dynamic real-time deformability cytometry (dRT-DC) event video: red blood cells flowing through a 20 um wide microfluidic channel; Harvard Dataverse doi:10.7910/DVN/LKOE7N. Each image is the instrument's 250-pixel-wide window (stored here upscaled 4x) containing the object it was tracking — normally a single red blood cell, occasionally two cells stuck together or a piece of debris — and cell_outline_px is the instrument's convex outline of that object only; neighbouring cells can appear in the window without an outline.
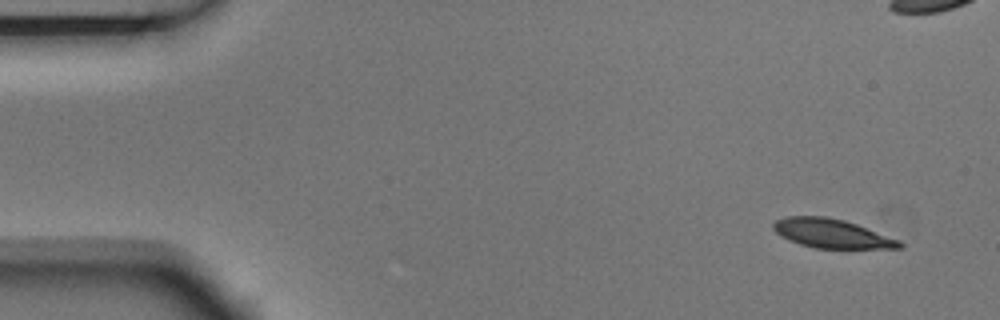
{"species": "Egyptian fruit bat (a non-hibernating species)", "species_latin": "Rousettus aegyptiacus", "temperature_condition": "room temperature", "stored_images_in_passage": 9, "camera_frame_rate_fps": 3000, "um_per_image_px": 0.085, "animal": {"sex": "male"}, "frame": {"image": 1, "passage_image": 1, "time_ms": 0.0, "image_size_px": [1000, 320], "cell_outline_px": [[904, 248], [812, 248], [788, 240], [780, 236], [772, 228], [772, 224], [776, 220], [788, 216], [824, 216], [844, 220], [856, 224], [900, 240], [904, 244]], "centroid_in_image_um": [70.68, 19.85], "position_along_channel_um": 14.3, "area_um2": 21.33}}
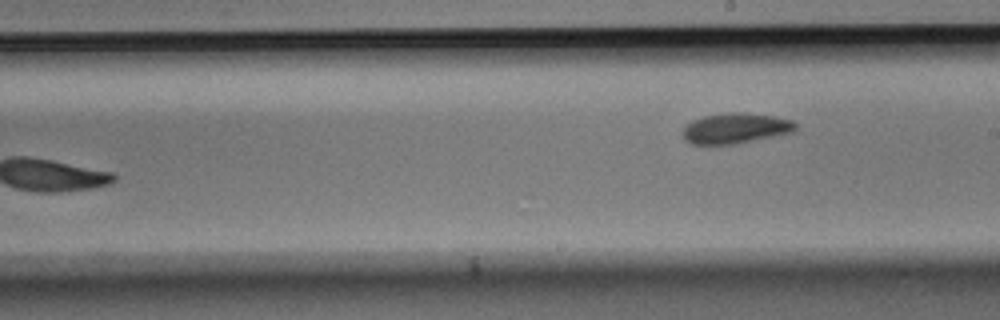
{"frame": {"image": 2, "passage_image": 9, "time_ms": 2.667, "image_size_px": [1000, 320], "cell_outline_px": [[796, 128], [792, 132], [732, 144], [692, 144], [684, 140], [680, 132], [684, 124], [692, 120], [704, 116], [728, 112], [744, 112], [776, 116], [792, 120], [796, 124]], "centroid_in_image_um": [62.44, 10.89], "position_along_channel_um": 226.6, "area_um2": 20.11}}